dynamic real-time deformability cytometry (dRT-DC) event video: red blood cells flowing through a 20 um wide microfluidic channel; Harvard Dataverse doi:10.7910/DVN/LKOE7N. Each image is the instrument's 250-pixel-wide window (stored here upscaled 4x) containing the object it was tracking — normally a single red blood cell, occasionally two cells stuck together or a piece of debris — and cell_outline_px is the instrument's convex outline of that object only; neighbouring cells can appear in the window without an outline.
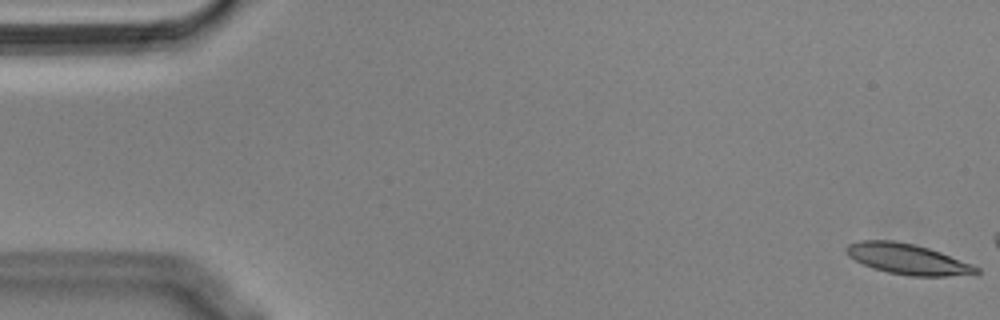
{"species": "Egyptian fruit bat (a non-hibernating species)", "species_latin": "Rousettus aegyptiacus", "temperature_condition": "cold", "stored_images_in_passage": 8, "camera_frame_rate_fps": 3000, "um_per_image_px": 0.085, "animal": {"sex": "male"}, "frame": {"image": 1, "passage_image": 1, "time_ms": 0.0, "image_size_px": [1000, 320], "cell_outline_px": [[980, 272], [976, 276], [908, 276], [888, 272], [872, 268], [848, 256], [844, 252], [844, 248], [848, 244], [860, 240], [892, 240], [912, 244], [928, 248], [940, 252], [972, 264], [980, 268]], "centroid_in_image_um": [77.19, 22.04], "position_along_channel_um": 7.8, "area_um2": 23.41}}